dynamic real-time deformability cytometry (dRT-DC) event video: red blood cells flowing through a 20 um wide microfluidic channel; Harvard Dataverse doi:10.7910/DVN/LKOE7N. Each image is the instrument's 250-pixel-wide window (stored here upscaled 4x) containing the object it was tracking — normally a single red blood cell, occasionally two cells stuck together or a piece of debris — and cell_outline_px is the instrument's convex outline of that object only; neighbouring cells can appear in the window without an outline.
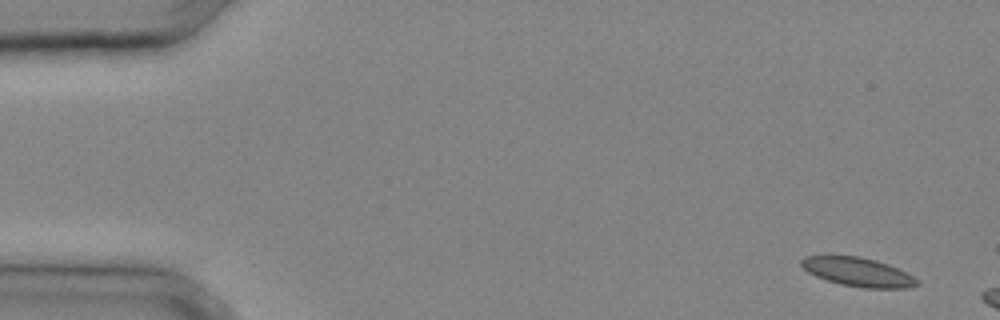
{"species": "common noctule bat (a hibernating species)", "species_latin": "Nyctalus noctula", "temperature_condition": "cold", "stored_images_in_passage": 5, "camera_frame_rate_fps": 3000, "um_per_image_px": 0.085, "animal": {"sex": "male", "body_mass_g": 20.4}, "frame": {"image": 1, "passage_image": 1, "time_ms": 0.0, "image_size_px": [1000, 320], "cell_outline_px": [[920, 284], [908, 288], [864, 288], [840, 284], [816, 276], [808, 272], [800, 264], [800, 260], [804, 256], [828, 252], [832, 252], [860, 256], [876, 260], [888, 264], [920, 280]], "centroid_in_image_um": [72.84, 23.06], "position_along_channel_um": 12.2, "area_um2": 20.23}}